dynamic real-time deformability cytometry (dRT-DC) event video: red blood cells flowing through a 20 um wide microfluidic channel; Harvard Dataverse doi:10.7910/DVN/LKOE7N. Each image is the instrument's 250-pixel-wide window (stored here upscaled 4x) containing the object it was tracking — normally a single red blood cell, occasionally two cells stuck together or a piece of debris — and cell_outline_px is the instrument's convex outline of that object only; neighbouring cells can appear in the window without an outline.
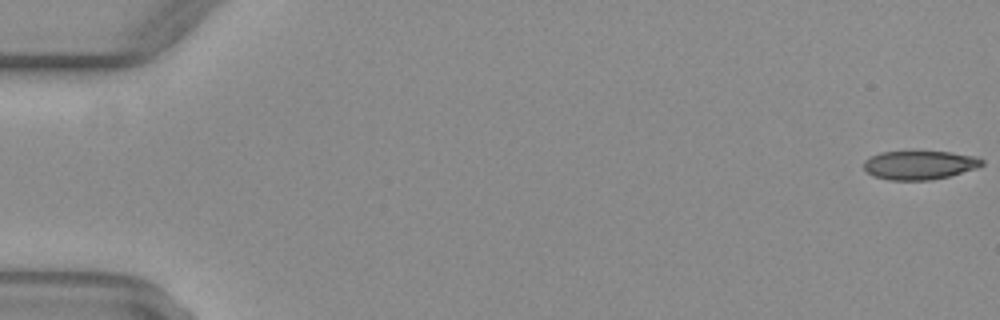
{"species": "common noctule bat (a hibernating species)", "species_latin": "Nyctalus noctula", "temperature_condition": "warm", "stored_images_in_passage": 10, "camera_frame_rate_fps": 3000, "um_per_image_px": 0.085, "animal": {"sex": "female", "body_mass_g": 29.2, "forearm_length_mm": 56.3}, "frame": {"image": 1, "passage_image": 1, "time_ms": 0.0, "image_size_px": [1000, 320], "cell_outline_px": [[984, 164], [976, 168], [948, 176], [932, 180], [888, 180], [872, 176], [864, 168], [864, 160], [880, 152], [912, 148], [948, 152], [972, 156], [984, 160]], "centroid_in_image_um": [78.1, 13.98], "position_along_channel_um": 6.9, "area_um2": 20.58}}